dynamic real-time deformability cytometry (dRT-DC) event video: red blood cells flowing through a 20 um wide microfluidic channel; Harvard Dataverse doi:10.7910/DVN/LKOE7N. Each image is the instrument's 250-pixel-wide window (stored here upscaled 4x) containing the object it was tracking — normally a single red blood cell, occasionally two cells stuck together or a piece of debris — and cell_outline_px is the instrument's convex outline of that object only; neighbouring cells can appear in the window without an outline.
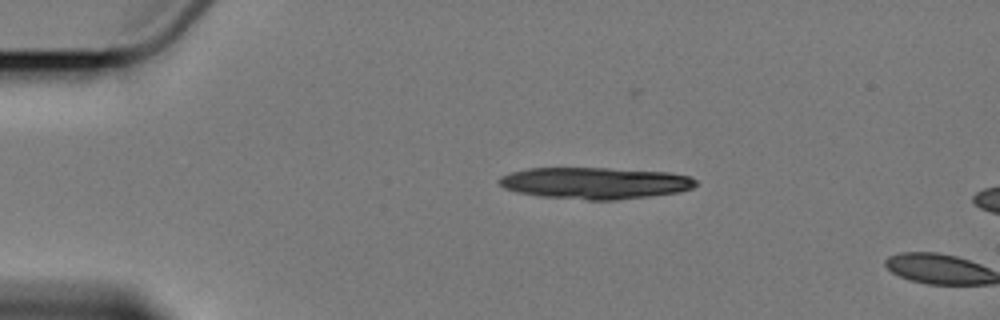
{"species": "Egyptian fruit bat (a non-hibernating species)", "species_latin": "Rousettus aegyptiacus", "temperature_condition": "cold", "stored_images_in_passage": 2, "camera_frame_rate_fps": 3000, "um_per_image_px": 0.085, "animal": {"sex": "female"}, "frame": {"image": 1, "passage_image": 1, "time_ms": 0.0, "image_size_px": [1000, 320], "cell_outline_px": [[696, 184], [692, 188], [680, 192], [652, 196], [616, 200], [588, 200], [540, 196], [516, 192], [504, 188], [496, 180], [500, 176], [512, 172], [528, 168], [608, 168], [668, 172], [688, 176], [696, 180]], "centroid_in_image_um": [50.56, 15.56], "position_along_channel_um": 34.4, "area_um2": 36.36}}